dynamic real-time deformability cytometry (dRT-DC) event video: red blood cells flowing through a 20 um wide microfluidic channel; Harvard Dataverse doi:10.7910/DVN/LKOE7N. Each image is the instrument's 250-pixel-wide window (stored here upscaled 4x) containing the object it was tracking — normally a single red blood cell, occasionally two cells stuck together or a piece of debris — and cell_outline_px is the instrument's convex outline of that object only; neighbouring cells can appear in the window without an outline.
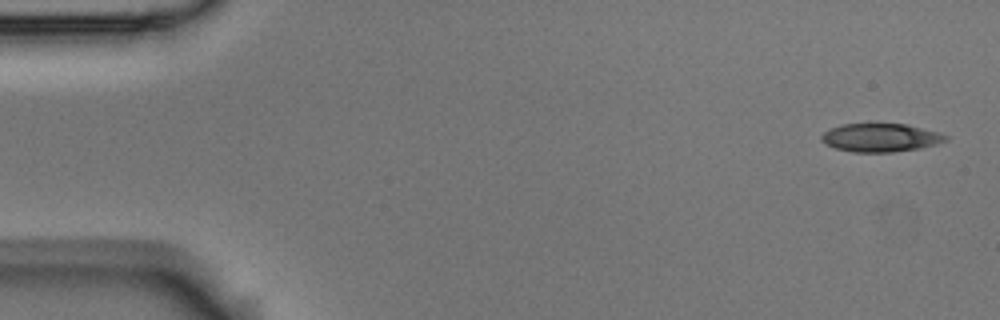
{"species": "Egyptian fruit bat (a non-hibernating species)", "species_latin": "Rousettus aegyptiacus", "temperature_condition": "room temperature", "stored_images_in_passage": 5, "camera_frame_rate_fps": 3000, "um_per_image_px": 0.085, "animal": {"sex": "male"}, "frame": {"image": 1, "passage_image": 1, "time_ms": 0.0, "image_size_px": [1000, 320], "cell_outline_px": [[948, 140], [936, 144], [920, 148], [892, 152], [852, 152], [836, 148], [824, 144], [820, 140], [820, 136], [828, 128], [840, 124], [904, 124], [940, 132], [948, 136]], "centroid_in_image_um": [74.81, 11.7], "position_along_channel_um": 10.2, "area_um2": 20.63}}
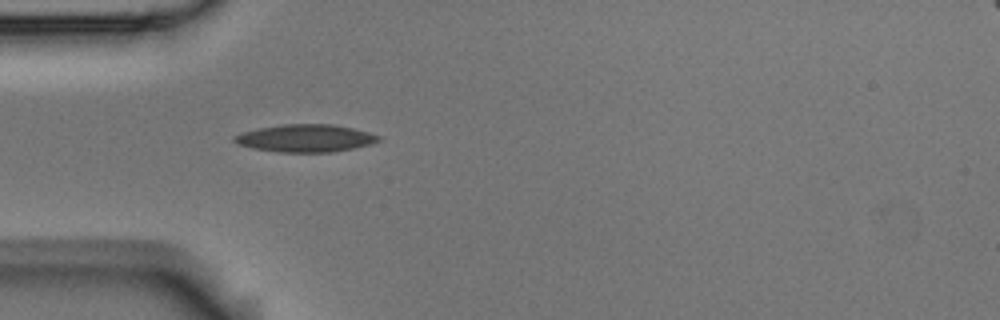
{"frame": {"image": 2, "passage_image": 5, "time_ms": 1.333, "image_size_px": [1000, 320], "cell_outline_px": [[380, 140], [372, 144], [332, 152], [280, 152], [252, 148], [240, 144], [232, 140], [232, 136], [244, 132], [260, 128], [284, 124], [332, 124], [352, 128], [368, 132], [380, 136]], "centroid_in_image_um": [25.98, 11.75], "position_along_channel_um": 59.0, "area_um2": 22.95}}